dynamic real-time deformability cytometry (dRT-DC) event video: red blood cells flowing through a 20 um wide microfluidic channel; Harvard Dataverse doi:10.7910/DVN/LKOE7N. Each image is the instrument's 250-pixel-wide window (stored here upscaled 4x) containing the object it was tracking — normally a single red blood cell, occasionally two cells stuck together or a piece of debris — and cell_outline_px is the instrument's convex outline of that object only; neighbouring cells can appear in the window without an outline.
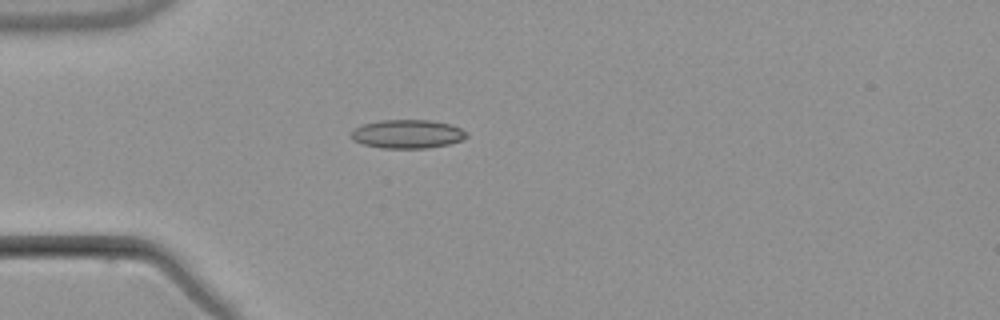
{"species": "common noctule bat (a hibernating species)", "species_latin": "Nyctalus noctula", "temperature_condition": "warm", "stored_images_in_passage": 1, "camera_frame_rate_fps": 3000, "um_per_image_px": 0.085, "animal": {"sex": "male", "body_mass_g": 21.5, "forearm_length_mm": 52.0}, "frame": {"image": 1, "passage_image": 1, "time_ms": 0.0, "image_size_px": [1000, 320], "cell_outline_px": [[468, 136], [460, 140], [448, 144], [428, 148], [384, 148], [364, 144], [352, 140], [352, 132], [356, 128], [364, 124], [380, 120], [432, 120], [452, 124], [460, 128]], "centroid_in_image_um": [34.65, 11.38], "position_along_channel_um": 50.4, "area_um2": 19.07}}